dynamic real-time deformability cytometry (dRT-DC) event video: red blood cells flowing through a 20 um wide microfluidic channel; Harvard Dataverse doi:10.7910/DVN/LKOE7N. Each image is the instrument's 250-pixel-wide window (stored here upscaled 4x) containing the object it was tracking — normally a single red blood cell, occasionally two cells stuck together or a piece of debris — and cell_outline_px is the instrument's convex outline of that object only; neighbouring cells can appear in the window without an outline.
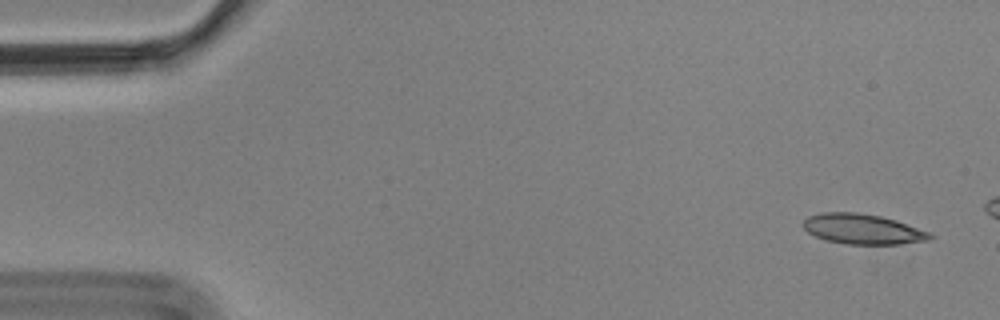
{"species": "Egyptian fruit bat (a non-hibernating species)", "species_latin": "Rousettus aegyptiacus", "temperature_condition": "cold", "stored_images_in_passage": 5, "camera_frame_rate_fps": 3000, "um_per_image_px": 0.085, "animal": {"sex": "male"}, "frame": {"image": 1, "passage_image": 1, "time_ms": 0.0, "image_size_px": [1000, 320], "cell_outline_px": [[936, 236], [928, 240], [900, 244], [844, 244], [828, 240], [816, 236], [808, 232], [800, 224], [808, 216], [820, 212], [856, 212], [880, 216], [896, 220], [928, 232]], "centroid_in_image_um": [73.3, 19.46], "position_along_channel_um": 11.7, "area_um2": 22.25}}